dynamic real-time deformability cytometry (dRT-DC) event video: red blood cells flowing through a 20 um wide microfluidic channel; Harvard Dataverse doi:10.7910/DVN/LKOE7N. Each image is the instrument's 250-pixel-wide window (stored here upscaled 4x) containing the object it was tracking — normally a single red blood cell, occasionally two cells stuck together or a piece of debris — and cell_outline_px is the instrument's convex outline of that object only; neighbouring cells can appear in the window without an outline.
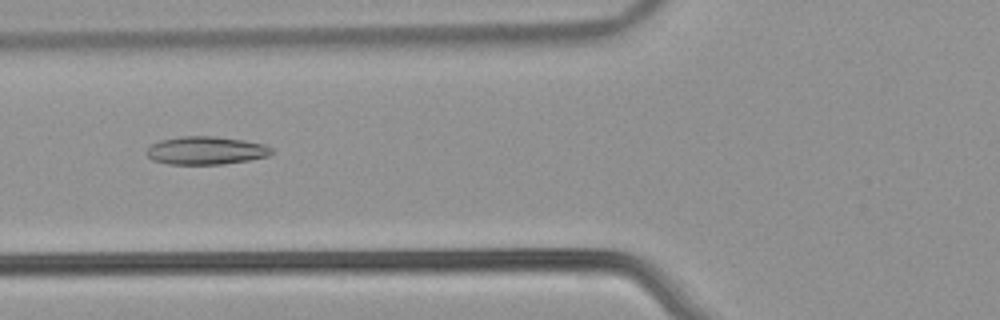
{"species": "common noctule bat (a hibernating species)", "species_latin": "Nyctalus noctula", "temperature_condition": "warm", "stored_images_in_passage": 46, "camera_frame_rate_fps": 3000, "um_per_image_px": 0.085, "animal": {"sex": "male", "body_mass_g": 21.5, "forearm_length_mm": 52.0}, "frame": {"image": 1, "passage_image": 14, "time_ms": 4.333, "image_size_px": [1000, 320], "cell_outline_px": [[272, 152], [268, 156], [248, 160], [224, 164], [168, 164], [152, 160], [144, 152], [152, 144], [160, 140], [180, 136], [216, 136], [244, 140], [264, 144], [272, 148]], "centroid_in_image_um": [17.48, 12.79], "position_along_channel_um": 108.3, "area_um2": 20.52}}
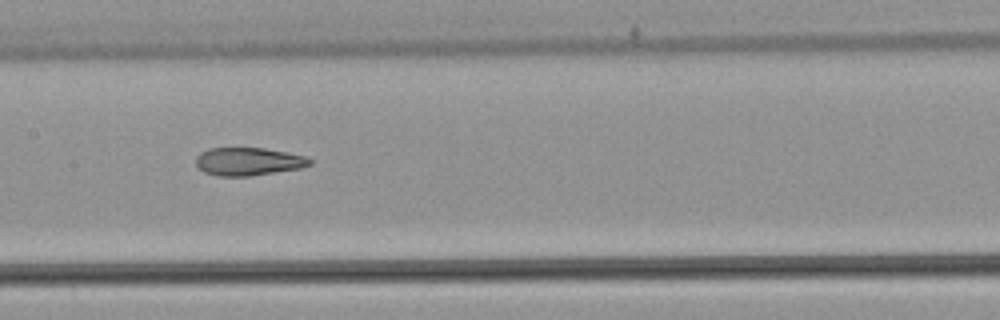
{"frame": {"image": 2, "passage_image": 20, "time_ms": 6.333, "image_size_px": [1000, 320], "cell_outline_px": [[312, 164], [300, 168], [248, 176], [216, 176], [204, 172], [196, 164], [196, 156], [200, 152], [208, 148], [264, 148], [304, 156], [312, 160]], "centroid_in_image_um": [21.07, 13.72], "position_along_channel_um": 186.3, "area_um2": 18.44}}
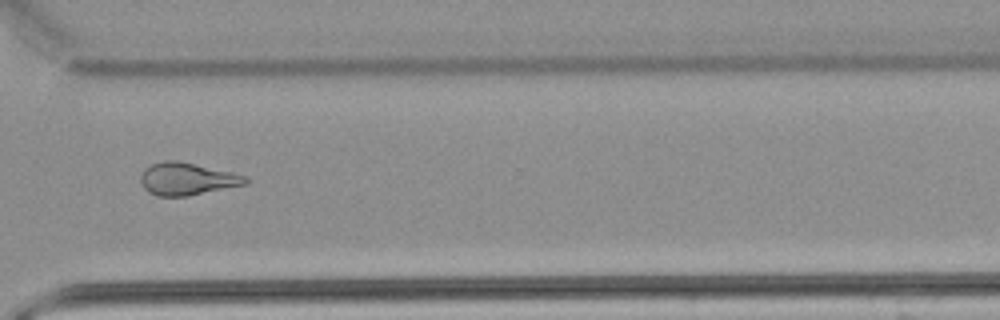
{"frame": {"image": 3, "passage_image": 33, "time_ms": 10.667, "image_size_px": [1000, 320], "cell_outline_px": [[248, 184], [188, 196], [156, 196], [148, 192], [144, 188], [140, 180], [140, 176], [144, 168], [152, 164], [164, 160], [176, 160], [232, 172], [248, 176]], "centroid_in_image_um": [15.9, 15.21], "position_along_channel_um": 354.7, "area_um2": 19.94}, "authors_computed_cell_mechanics": {"area_um2": 20.4323, "velocity_mm_per_s": 3.8833, "shape_relaxation_time_tau1_ms": null, "shape_relaxation_time_tau2_ms": 2.5648, "deformation_change_tau1": null, "deformation_change_tau2": 0.1106}}